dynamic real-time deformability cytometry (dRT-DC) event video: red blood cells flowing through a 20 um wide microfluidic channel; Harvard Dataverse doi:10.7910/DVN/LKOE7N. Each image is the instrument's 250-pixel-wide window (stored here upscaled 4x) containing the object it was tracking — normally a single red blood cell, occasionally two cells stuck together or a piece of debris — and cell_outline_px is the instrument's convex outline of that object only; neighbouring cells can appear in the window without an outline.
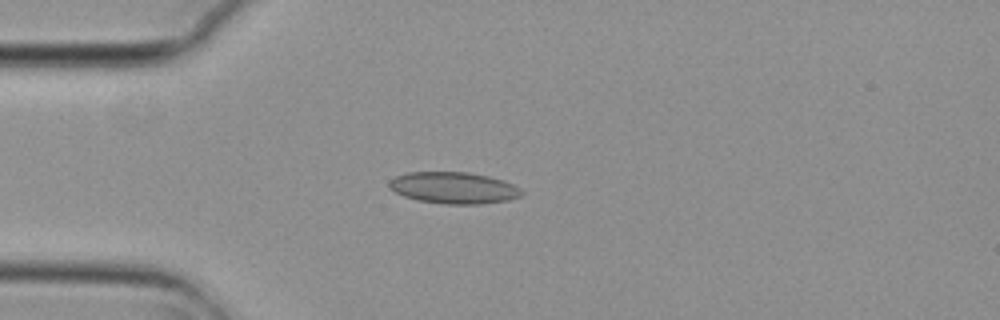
{"species": "common noctule bat (a hibernating species)", "species_latin": "Nyctalus noctula", "temperature_condition": "cold", "stored_images_in_passage": 6, "camera_frame_rate_fps": 3000, "um_per_image_px": 0.085, "animal": {"sex": "female", "body_mass_g": 29.2, "forearm_length_mm": 56.3}, "frame": {"image": 1, "passage_image": 3, "time_ms": 0.667, "image_size_px": [1000, 320], "cell_outline_px": [[524, 192], [520, 196], [508, 200], [480, 204], [444, 204], [416, 200], [404, 196], [388, 188], [388, 184], [396, 176], [408, 172], [468, 172], [488, 176], [504, 180], [520, 188]], "centroid_in_image_um": [38.57, 15.97], "position_along_channel_um": 46.4, "area_um2": 24.39}}
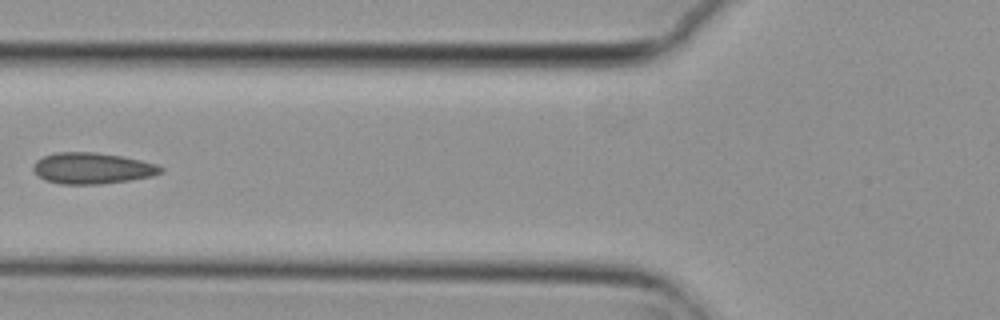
{"frame": {"image": 2, "passage_image": 5, "time_ms": 1.333, "image_size_px": [1000, 320], "cell_outline_px": [[164, 172], [152, 176], [128, 180], [100, 184], [60, 184], [44, 180], [32, 168], [36, 160], [44, 156], [56, 152], [96, 152], [120, 156], [140, 160], [156, 164], [164, 168]], "centroid_in_image_um": [7.84, 14.3], "position_along_channel_um": 118.0, "area_um2": 23.06}}
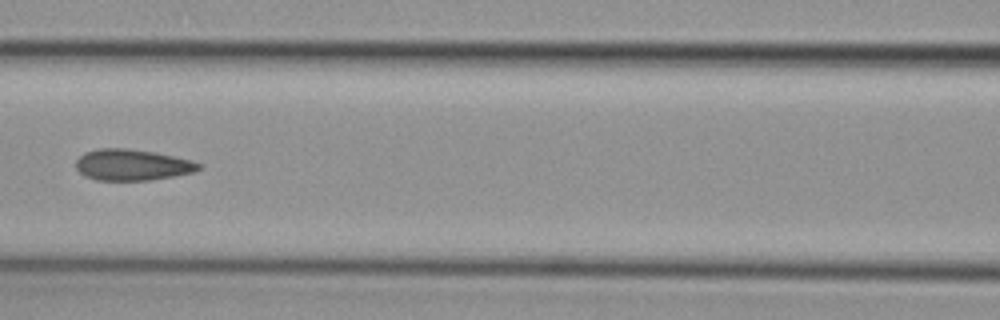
{"frame": {"image": 3, "passage_image": 6, "time_ms": 1.667, "image_size_px": [1000, 320], "cell_outline_px": [[200, 168], [192, 172], [176, 176], [152, 180], [96, 180], [84, 176], [76, 168], [76, 160], [84, 152], [96, 148], [128, 148], [156, 152], [192, 160], [200, 164]], "centroid_in_image_um": [11.21, 14.0], "position_along_channel_um": 155.4, "area_um2": 22.48}}